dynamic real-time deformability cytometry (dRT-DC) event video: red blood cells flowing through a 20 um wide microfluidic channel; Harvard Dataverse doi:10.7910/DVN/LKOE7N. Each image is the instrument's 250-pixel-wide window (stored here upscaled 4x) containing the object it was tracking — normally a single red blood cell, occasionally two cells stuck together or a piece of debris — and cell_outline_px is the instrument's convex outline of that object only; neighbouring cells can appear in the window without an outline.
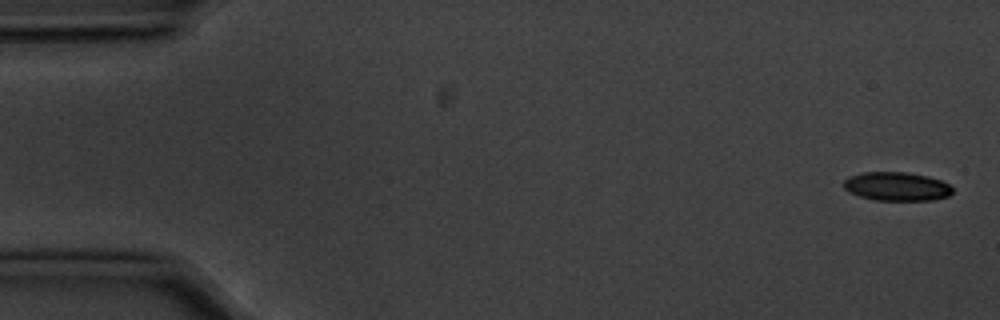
{"species": "common noctule bat (a hibernating species)", "species_latin": "Nyctalus noctula", "temperature_condition": "cold", "stored_images_in_passage": 5, "camera_frame_rate_fps": 3000, "um_per_image_px": 0.085, "animal": {"sex": "male", "body_mass_g": 20.1, "forearm_length_mm": 53.5}, "frame": {"image": 1, "passage_image": 1, "time_ms": 0.0, "image_size_px": [1000, 320], "cell_outline_px": [[952, 192], [948, 196], [932, 200], [876, 200], [860, 196], [848, 192], [844, 188], [844, 180], [848, 176], [864, 172], [904, 172], [928, 176], [940, 180], [948, 184], [952, 188]], "centroid_in_image_um": [76.2, 15.84], "position_along_channel_um": 8.8, "area_um2": 18.15}}
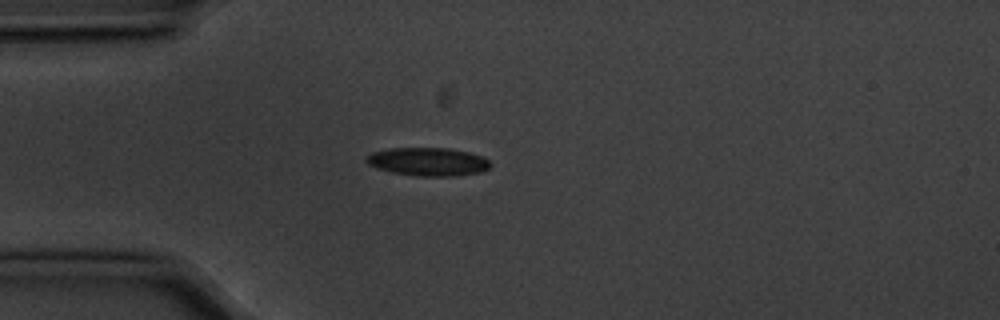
{"frame": {"image": 2, "passage_image": 4, "time_ms": 1.0, "image_size_px": [1000, 320], "cell_outline_px": [[492, 164], [488, 168], [480, 172], [456, 176], [416, 176], [392, 172], [376, 168], [368, 164], [364, 160], [364, 156], [372, 152], [388, 148], [448, 148], [468, 152], [484, 156]], "centroid_in_image_um": [36.35, 13.74], "position_along_channel_um": 48.6, "area_um2": 20.63}}